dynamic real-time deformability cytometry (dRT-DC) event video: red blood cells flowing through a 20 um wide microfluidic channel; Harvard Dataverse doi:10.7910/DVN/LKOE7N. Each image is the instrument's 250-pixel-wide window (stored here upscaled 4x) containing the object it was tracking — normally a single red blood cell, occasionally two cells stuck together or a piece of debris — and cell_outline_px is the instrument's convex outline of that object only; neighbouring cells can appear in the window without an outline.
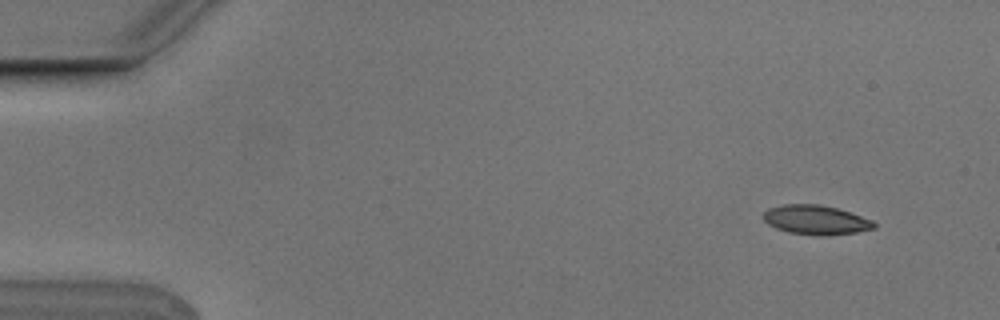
{"species": "Egyptian fruit bat (a non-hibernating species)", "species_latin": "Rousettus aegyptiacus", "temperature_condition": "cold", "stored_images_in_passage": 5, "camera_frame_rate_fps": 3000, "um_per_image_px": 0.085, "animal": {"sex": "male"}, "frame": {"image": 1, "passage_image": 2, "time_ms": 0.333, "image_size_px": [1000, 320], "cell_outline_px": [[876, 228], [856, 232], [824, 236], [820, 236], [788, 232], [776, 228], [768, 224], [764, 220], [764, 212], [768, 208], [784, 204], [820, 204], [836, 208], [872, 220], [876, 224]], "centroid_in_image_um": [69.33, 18.69], "position_along_channel_um": 15.7, "area_um2": 18.84}}